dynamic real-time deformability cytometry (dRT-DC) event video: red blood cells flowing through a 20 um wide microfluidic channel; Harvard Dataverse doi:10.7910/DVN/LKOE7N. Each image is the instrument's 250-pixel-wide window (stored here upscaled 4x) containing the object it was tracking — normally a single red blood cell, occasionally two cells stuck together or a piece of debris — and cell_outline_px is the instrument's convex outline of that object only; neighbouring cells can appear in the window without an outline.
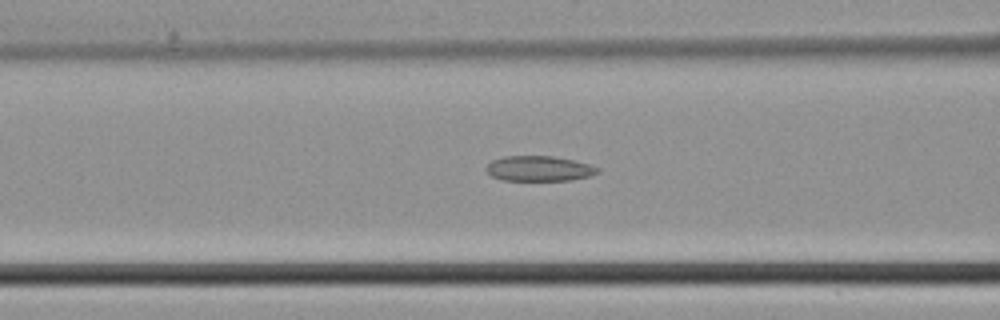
{"species": "common noctule bat (a hibernating species)", "species_latin": "Nyctalus noctula", "temperature_condition": "cold", "stored_images_in_passage": 36, "camera_frame_rate_fps": 3000, "um_per_image_px": 0.085, "animal": {"sex": "male", "body_mass_g": 21.5, "forearm_length_mm": 52.0}, "frame": {"image": 1, "passage_image": 9, "time_ms": 2.667, "image_size_px": [1000, 320], "cell_outline_px": [[600, 172], [588, 176], [572, 180], [500, 180], [492, 176], [484, 168], [492, 160], [504, 156], [552, 156], [572, 160], [588, 164], [600, 168]], "centroid_in_image_um": [45.8, 14.33], "position_along_channel_um": 120.8, "area_um2": 16.3}}
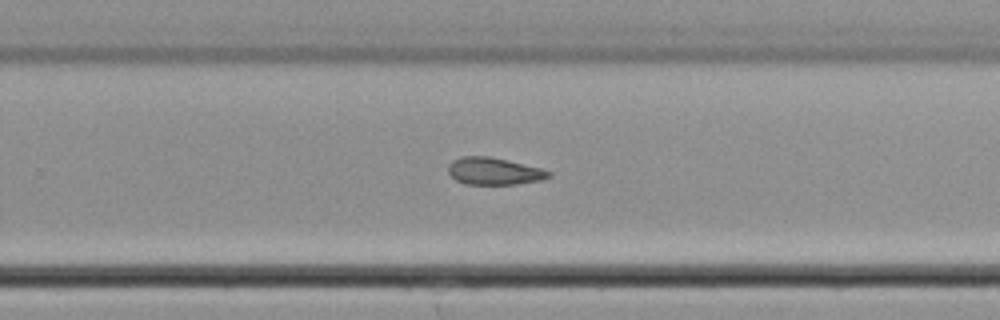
{"frame": {"image": 2, "passage_image": 20, "time_ms": 6.333, "image_size_px": [1000, 320], "cell_outline_px": [[552, 176], [540, 180], [516, 184], [464, 184], [456, 180], [448, 172], [448, 164], [452, 160], [464, 156], [488, 156], [508, 160], [540, 168], [552, 172]], "centroid_in_image_um": [41.98, 14.55], "position_along_channel_um": 287.8, "area_um2": 15.9}}
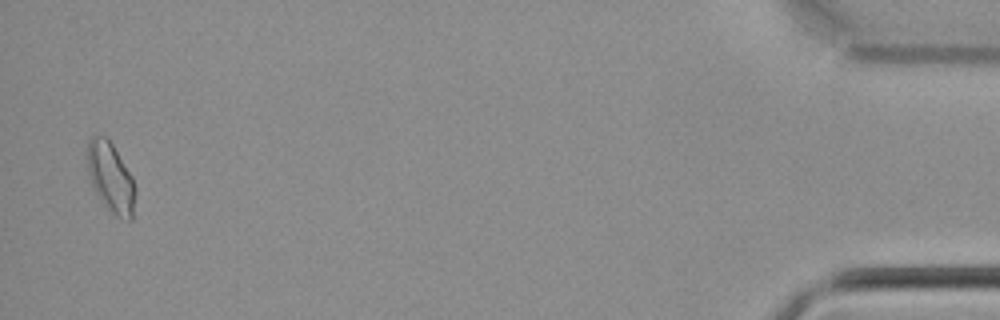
{"frame": {"image": 3, "passage_image": 35, "time_ms": 11.333, "image_size_px": [1000, 320], "cell_outline_px": [[136, 192], [132, 220], [128, 220], [116, 216], [112, 212], [96, 192], [92, 184], [88, 172], [88, 140], [92, 136], [104, 136], [112, 144], [132, 176], [136, 188]], "centroid_in_image_um": [9.44, 15.09], "position_along_channel_um": 425.8, "area_um2": 19.07}}